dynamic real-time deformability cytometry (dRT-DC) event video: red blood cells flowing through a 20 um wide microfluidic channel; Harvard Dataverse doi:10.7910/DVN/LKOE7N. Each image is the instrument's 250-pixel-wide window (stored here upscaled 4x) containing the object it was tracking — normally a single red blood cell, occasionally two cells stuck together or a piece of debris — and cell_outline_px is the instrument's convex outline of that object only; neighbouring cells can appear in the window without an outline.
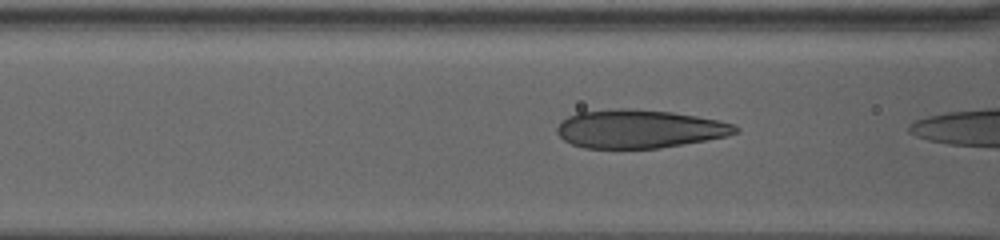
{"species": "human", "species_latin": "Homo sapiens", "temperature_condition": "warm", "stored_images_in_passage": 9, "camera_frame_rate_fps": 3000, "um_per_image_px": 0.085, "donor": {"sex": "female"}, "frame": {"image": 1, "passage_image": 7, "time_ms": 2.0, "image_size_px": [1000, 240], "cell_outline_px": [[736, 128], [732, 132], [720, 136], [700, 140], [652, 148], [592, 148], [576, 144], [568, 140], [560, 132], [560, 124], [564, 120], [572, 116], [584, 112], [664, 112], [712, 120], [728, 124]], "centroid_in_image_um": [54.29, 11.01], "position_along_channel_um": 112.3, "area_um2": 35.78}}